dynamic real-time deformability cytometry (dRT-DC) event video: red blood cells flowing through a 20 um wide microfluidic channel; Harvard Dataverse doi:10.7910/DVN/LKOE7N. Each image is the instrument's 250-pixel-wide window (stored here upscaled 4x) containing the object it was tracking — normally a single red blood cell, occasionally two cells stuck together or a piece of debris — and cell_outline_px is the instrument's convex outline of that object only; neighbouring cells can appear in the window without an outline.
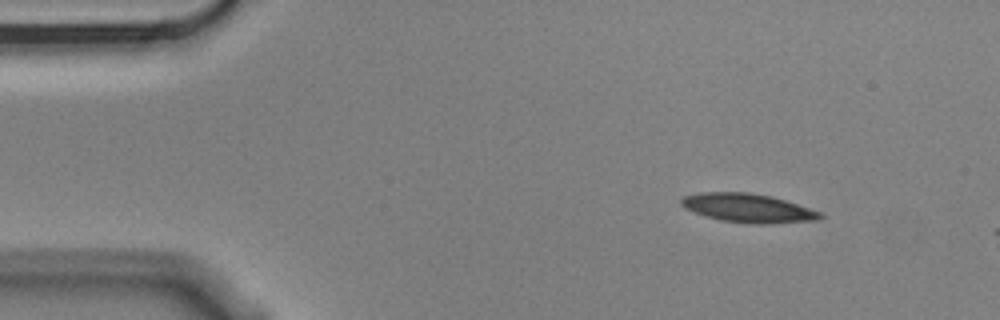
{"species": "Egyptian fruit bat (a non-hibernating species)", "species_latin": "Rousettus aegyptiacus", "temperature_condition": "cold", "stored_images_in_passage": 3, "camera_frame_rate_fps": 3000, "um_per_image_px": 0.085, "animal": {"sex": "male"}, "frame": {"image": 1, "passage_image": 1, "time_ms": 0.0, "image_size_px": [1000, 320], "cell_outline_px": [[824, 216], [820, 220], [764, 224], [760, 224], [720, 220], [684, 208], [680, 204], [680, 200], [684, 196], [704, 192], [748, 192], [772, 196], [824, 212]], "centroid_in_image_um": [63.65, 17.68], "position_along_channel_um": 21.3, "area_um2": 23.29}}